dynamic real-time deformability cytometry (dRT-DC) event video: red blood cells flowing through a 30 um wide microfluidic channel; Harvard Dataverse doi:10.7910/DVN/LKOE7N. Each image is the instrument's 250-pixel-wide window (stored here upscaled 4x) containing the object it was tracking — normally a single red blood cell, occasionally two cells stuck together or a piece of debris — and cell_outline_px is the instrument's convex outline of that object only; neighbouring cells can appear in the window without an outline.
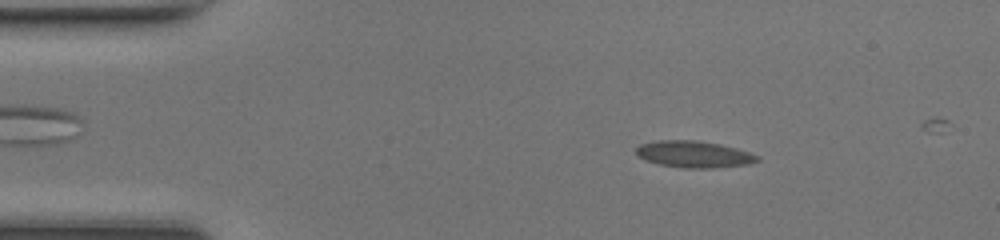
{"species": "common noctule bat (a hibernating species)", "species_latin": "Nyctalus noctula", "temperature_condition": "room temperature", "stored_images_in_passage": 40, "camera_frame_rate_fps": 3000, "um_per_image_px": 0.085, "animal": {"sex": "female", "body_mass_g": 17.0, "forearm_length_mm": 48.0}, "frame": {"image": 1, "passage_image": 5, "time_ms": 1.333, "image_size_px": [1000, 240], "cell_outline_px": [[760, 160], [748, 164], [712, 168], [684, 168], [660, 164], [644, 160], [636, 156], [636, 148], [640, 144], [660, 140], [696, 140], [720, 144], [736, 148], [760, 156]], "centroid_in_image_um": [58.97, 13.11], "position_along_channel_um": 26.0, "area_um2": 18.84}}
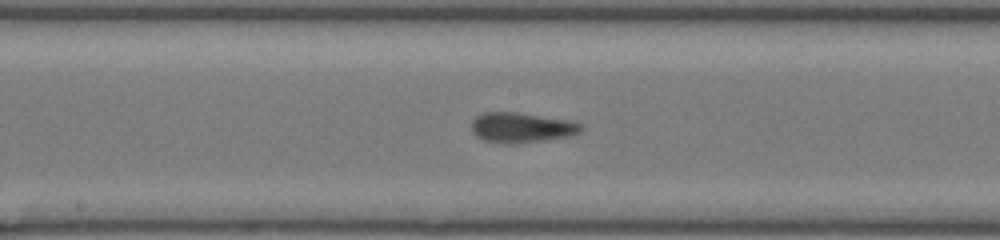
{"frame": {"image": 2, "passage_image": 22, "time_ms": 7.0, "image_size_px": [1000, 240], "cell_outline_px": [[584, 128], [580, 132], [568, 136], [540, 140], [484, 140], [476, 136], [472, 132], [472, 120], [476, 116], [484, 112], [516, 112], [568, 120], [580, 124]], "centroid_in_image_um": [44.32, 10.78], "position_along_channel_um": 203.9, "area_um2": 18.09}}
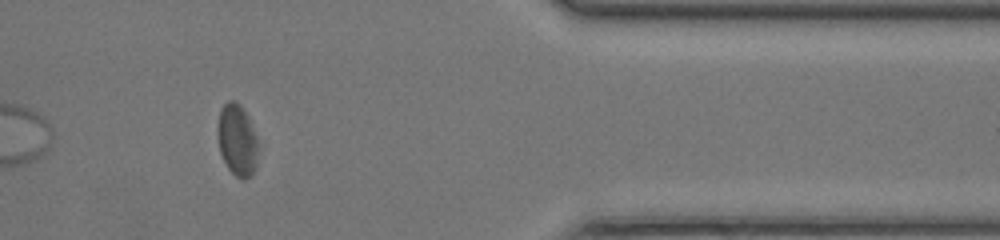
{"frame": {"image": 3, "passage_image": 37, "time_ms": 12.0, "image_size_px": [1000, 240], "cell_outline_px": [[256, 168], [252, 176], [244, 180], [240, 180], [228, 168], [220, 152], [220, 108], [228, 100], [236, 100], [240, 104], [248, 116], [256, 136]], "centroid_in_image_um": [20.19, 11.93], "position_along_channel_um": 391.2, "area_um2": 16.42}, "authors_computed_cell_mechanics": {"area_um2": 18.0336, "velocity_mm_per_s": 4.2793, "shape_relaxation_time_tau1_ms": null, "shape_relaxation_time_tau2_ms": 3.3022, "deformation_change_tau1": null, "deformation_change_tau2": 0.0796}}